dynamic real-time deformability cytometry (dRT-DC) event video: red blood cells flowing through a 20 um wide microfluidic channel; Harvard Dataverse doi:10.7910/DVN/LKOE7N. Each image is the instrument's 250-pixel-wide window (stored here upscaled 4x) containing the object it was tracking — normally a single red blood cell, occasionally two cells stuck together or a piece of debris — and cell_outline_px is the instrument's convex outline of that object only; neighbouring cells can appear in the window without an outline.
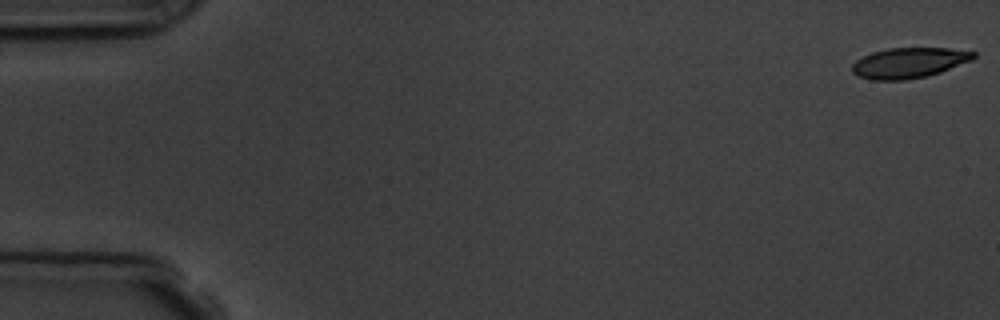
{"species": "common noctule bat (a hibernating species)", "species_latin": "Nyctalus noctula", "temperature_condition": "room temperature", "stored_images_in_passage": 6, "camera_frame_rate_fps": 3000, "um_per_image_px": 0.085, "animal": {"sex": "male", "body_mass_g": 19.5, "forearm_length_mm": 54.6}, "frame": {"image": 1, "passage_image": 1, "time_ms": 0.0, "image_size_px": [1000, 320], "cell_outline_px": [[976, 56], [972, 60], [940, 72], [928, 76], [904, 80], [872, 80], [860, 76], [852, 72], [852, 64], [856, 60], [872, 52], [888, 48], [948, 48], [976, 52]], "centroid_in_image_um": [77.27, 5.34], "position_along_channel_um": 7.7, "area_um2": 21.44}}
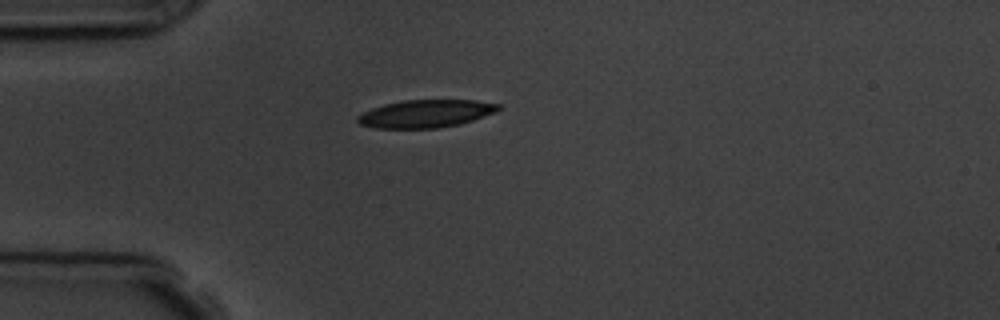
{"frame": {"image": 2, "passage_image": 5, "time_ms": 4.667, "image_size_px": [1000, 320], "cell_outline_px": [[500, 108], [496, 112], [460, 124], [436, 128], [376, 128], [360, 124], [356, 120], [356, 116], [372, 108], [384, 104], [404, 100], [476, 100], [500, 104]], "centroid_in_image_um": [36.18, 9.66], "position_along_channel_um": 48.8, "area_um2": 22.72}}